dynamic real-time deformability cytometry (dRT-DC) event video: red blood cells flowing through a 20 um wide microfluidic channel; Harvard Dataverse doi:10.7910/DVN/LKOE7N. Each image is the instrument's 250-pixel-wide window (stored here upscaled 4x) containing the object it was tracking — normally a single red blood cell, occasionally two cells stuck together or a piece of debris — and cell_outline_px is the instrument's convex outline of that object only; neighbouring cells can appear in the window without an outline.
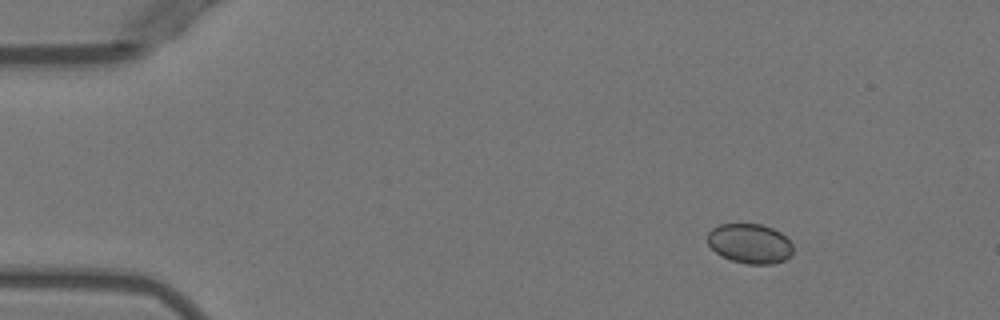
{"species": "Egyptian fruit bat (a non-hibernating species)", "species_latin": "Rousettus aegyptiacus", "temperature_condition": "warm", "stored_images_in_passage": 4, "camera_frame_rate_fps": 3000, "um_per_image_px": 0.085, "animal": {"sex": "female"}, "frame": {"image": 1, "passage_image": 1, "time_ms": 0.0, "image_size_px": [1000, 320], "cell_outline_px": [[792, 252], [784, 260], [772, 264], [748, 264], [732, 260], [720, 256], [708, 244], [708, 232], [712, 228], [720, 224], [760, 224], [772, 228], [780, 232], [792, 244]], "centroid_in_image_um": [63.71, 20.7], "position_along_channel_um": 21.3, "area_um2": 19.65}}